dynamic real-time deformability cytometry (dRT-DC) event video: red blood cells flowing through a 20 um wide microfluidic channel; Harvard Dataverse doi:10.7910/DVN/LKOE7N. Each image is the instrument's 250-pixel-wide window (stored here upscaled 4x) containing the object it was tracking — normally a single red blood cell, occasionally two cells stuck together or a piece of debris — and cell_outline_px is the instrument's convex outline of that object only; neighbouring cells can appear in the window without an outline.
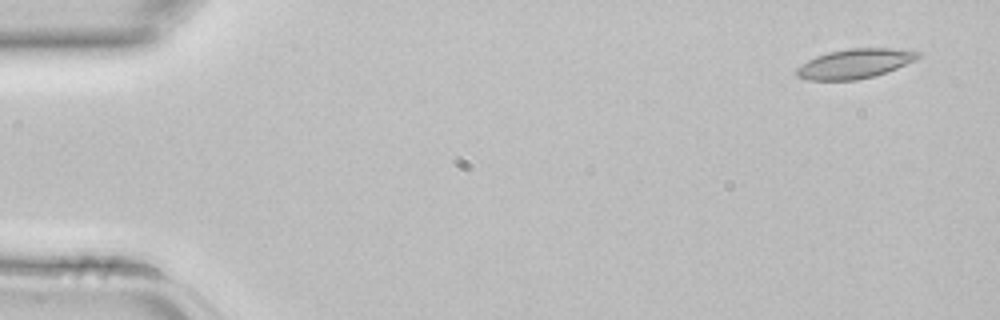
{"species": "common noctule bat (a hibernating species)", "species_latin": "Nyctalus noctula", "temperature_condition": "room temperature", "stored_images_in_passage": 3, "camera_frame_rate_fps": 3000, "um_per_image_px": 0.085, "animal": {"sex": "female", "body_mass_g": 22.7, "forearm_length_mm": 54.2}, "frame": {"image": 1, "passage_image": 1, "time_ms": 0.0, "image_size_px": [1000, 320], "cell_outline_px": [[920, 56], [916, 60], [896, 68], [872, 76], [856, 80], [808, 80], [796, 76], [796, 68], [808, 60], [816, 56], [828, 52], [848, 48], [892, 48], [920, 52]], "centroid_in_image_um": [72.63, 5.4], "position_along_channel_um": 12.4, "area_um2": 20.75}}
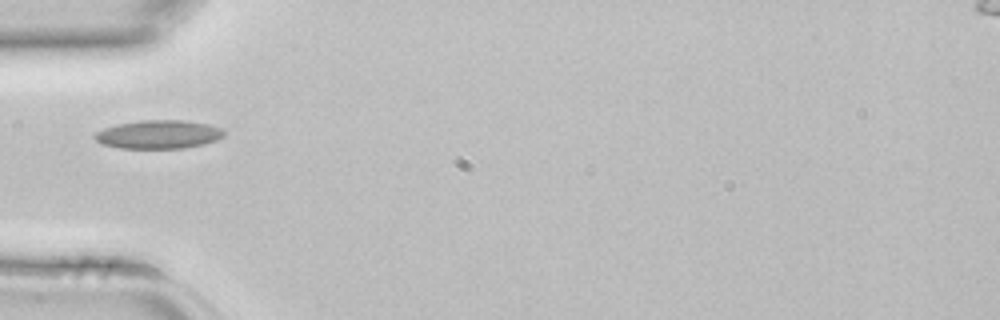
{"frame": {"image": 2, "passage_image": 3, "time_ms": 0.667, "image_size_px": [1000, 320], "cell_outline_px": [[224, 136], [216, 140], [204, 144], [184, 148], [120, 148], [100, 144], [92, 136], [96, 132], [104, 128], [116, 124], [140, 120], [184, 120], [208, 124], [220, 128], [224, 132]], "centroid_in_image_um": [13.44, 11.42], "position_along_channel_um": 71.6, "area_um2": 21.56}}